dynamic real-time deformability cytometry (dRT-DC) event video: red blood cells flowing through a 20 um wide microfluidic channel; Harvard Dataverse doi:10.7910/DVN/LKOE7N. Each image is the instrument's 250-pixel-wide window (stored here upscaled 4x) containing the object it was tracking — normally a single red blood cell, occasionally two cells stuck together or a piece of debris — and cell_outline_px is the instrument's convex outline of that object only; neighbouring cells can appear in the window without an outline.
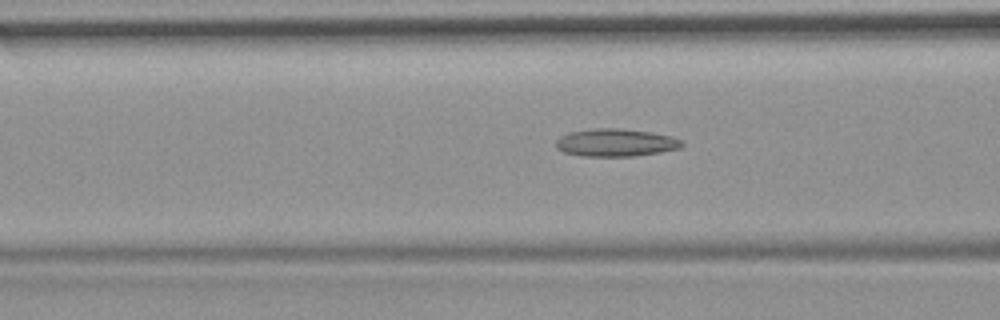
{"species": "common noctule bat (a hibernating species)", "species_latin": "Nyctalus noctula", "temperature_condition": "room temperature", "stored_images_in_passage": 44, "camera_frame_rate_fps": 3000, "um_per_image_px": 0.085, "animal": {"sex": "female", "body_mass_g": 19.9}, "frame": {"image": 1, "passage_image": 11, "time_ms": 3.333, "image_size_px": [1000, 320], "cell_outline_px": [[684, 144], [680, 148], [660, 152], [632, 156], [580, 156], [564, 152], [556, 148], [556, 140], [560, 136], [568, 132], [592, 128], [616, 128], [652, 132], [672, 136], [684, 140]], "centroid_in_image_um": [52.34, 12.11], "position_along_channel_um": 114.3, "area_um2": 20.52}}
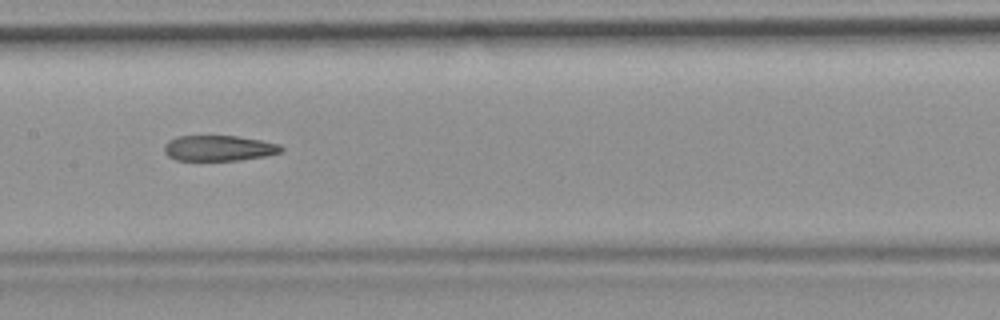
{"frame": {"image": 2, "passage_image": 17, "time_ms": 5.333, "image_size_px": [1000, 320], "cell_outline_px": [[284, 148], [280, 152], [264, 156], [240, 160], [176, 160], [168, 156], [164, 152], [164, 144], [168, 140], [176, 136], [236, 136], [260, 140], [280, 144]], "centroid_in_image_um": [18.57, 12.59], "position_along_channel_um": 188.8, "area_um2": 17.4}}
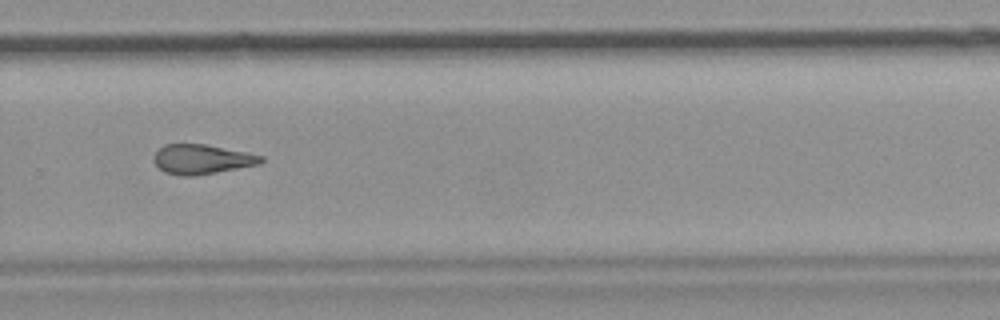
{"frame": {"image": 3, "passage_image": 27, "time_ms": 8.667, "image_size_px": [1000, 320], "cell_outline_px": [[264, 160], [260, 164], [216, 172], [192, 176], [180, 176], [164, 172], [156, 164], [156, 152], [164, 144], [204, 144], [264, 156]], "centroid_in_image_um": [17.17, 13.54], "position_along_channel_um": 312.6, "area_um2": 18.15}}